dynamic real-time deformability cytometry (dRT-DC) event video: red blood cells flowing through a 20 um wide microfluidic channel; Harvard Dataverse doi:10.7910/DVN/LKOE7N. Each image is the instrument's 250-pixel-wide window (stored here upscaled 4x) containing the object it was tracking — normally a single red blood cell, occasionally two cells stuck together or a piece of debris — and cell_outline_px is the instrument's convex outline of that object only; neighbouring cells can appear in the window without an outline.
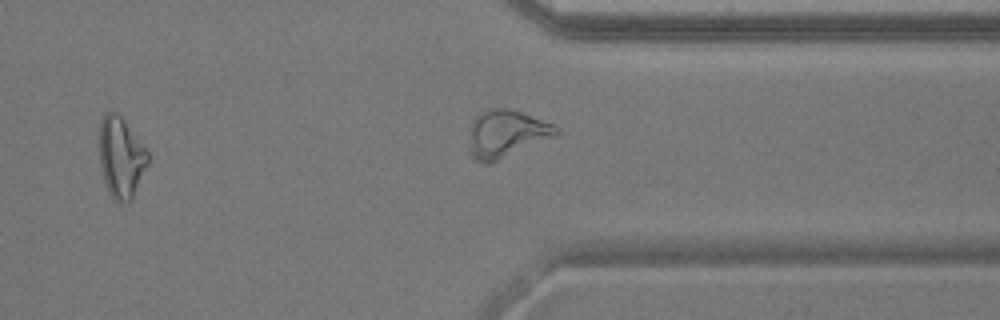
{"species": "common noctule bat (a hibernating species)", "species_latin": "Nyctalus noctula", "temperature_condition": "warm", "stored_images_in_passage": 43, "camera_frame_rate_fps": 3000, "um_per_image_px": 0.085, "animal": {"sex": "male", "body_mass_g": 17.9}, "frame": {"image": 1, "passage_image": 35, "time_ms": 11.333, "image_size_px": [1000, 320], "cell_outline_px": [[148, 164], [132, 200], [128, 204], [124, 204], [116, 200], [108, 192], [104, 180], [100, 164], [100, 120], [104, 112], [116, 112], [124, 120], [148, 152]], "centroid_in_image_um": [10.29, 13.4], "position_along_channel_um": 401.1, "area_um2": 22.77}}